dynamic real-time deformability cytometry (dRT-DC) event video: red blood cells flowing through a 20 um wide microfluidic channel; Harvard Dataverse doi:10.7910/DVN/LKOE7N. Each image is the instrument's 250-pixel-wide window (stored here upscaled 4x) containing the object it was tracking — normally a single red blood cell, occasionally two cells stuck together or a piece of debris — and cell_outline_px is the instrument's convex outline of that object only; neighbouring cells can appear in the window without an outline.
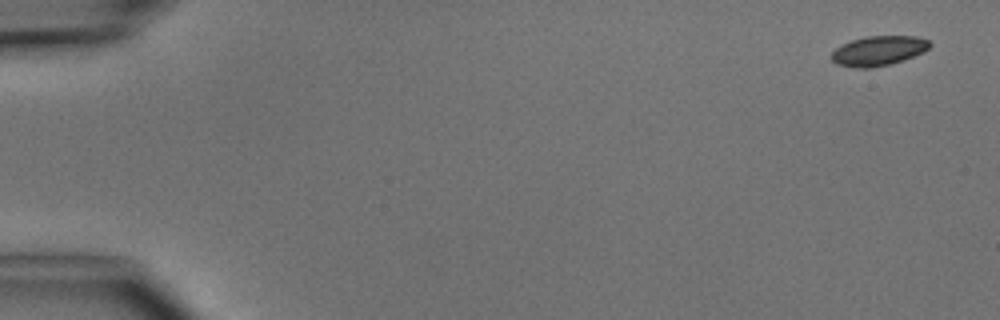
{"species": "common noctule bat (a hibernating species)", "species_latin": "Nyctalus noctula", "temperature_condition": "cold", "stored_images_in_passage": 5, "segment_of_instrument_passage": [1, 2], "camera_frame_rate_fps": 3000, "um_per_image_px": 0.085, "animal": {"sex": "male", "body_mass_g": 15.6}, "frame": {"image": 1, "passage_image": 1, "time_ms": 0.0, "image_size_px": [1000, 320], "cell_outline_px": [[932, 44], [924, 52], [904, 60], [872, 68], [856, 68], [836, 64], [832, 60], [832, 52], [836, 48], [852, 40], [868, 36], [916, 36], [928, 40]], "centroid_in_image_um": [74.69, 4.32], "position_along_channel_um": 10.3, "area_um2": 16.94}}
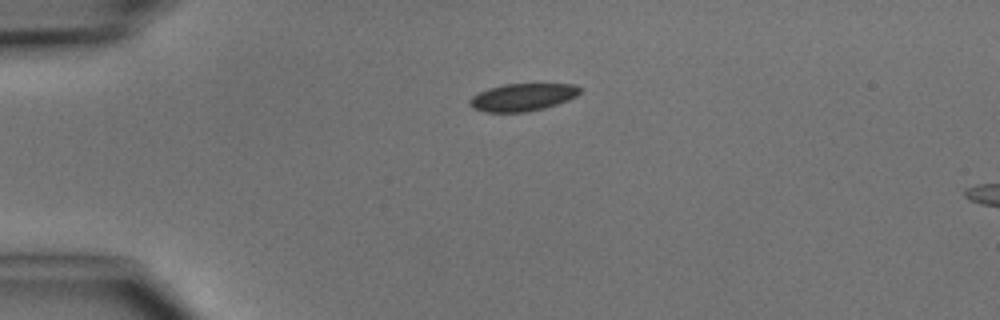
{"frame": {"image": 2, "passage_image": 3, "time_ms": 3.333, "image_size_px": [1000, 320], "cell_outline_px": [[580, 92], [576, 96], [568, 100], [544, 108], [524, 112], [484, 112], [472, 108], [468, 104], [468, 100], [472, 96], [488, 88], [504, 84], [576, 84], [580, 88]], "centroid_in_image_um": [44.38, 8.26], "position_along_channel_um": 40.6, "area_um2": 17.69}}